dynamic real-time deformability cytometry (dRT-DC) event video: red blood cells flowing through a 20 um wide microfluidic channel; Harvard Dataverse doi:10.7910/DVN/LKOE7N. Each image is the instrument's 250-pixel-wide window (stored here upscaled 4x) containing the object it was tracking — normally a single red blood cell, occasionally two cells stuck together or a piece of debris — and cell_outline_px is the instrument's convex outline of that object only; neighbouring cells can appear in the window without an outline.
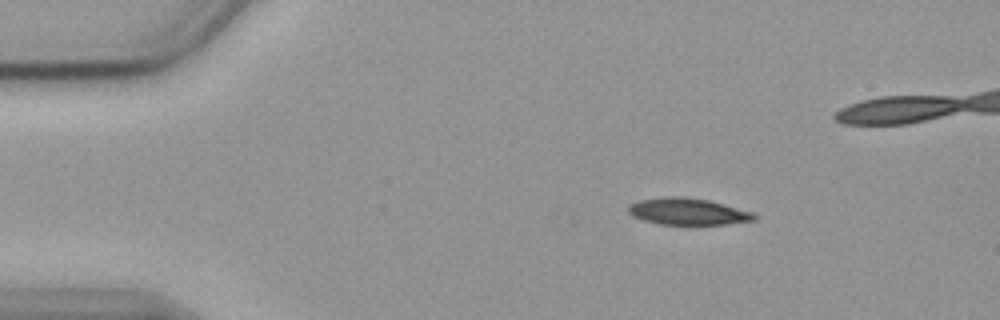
{"species": "common noctule bat (a hibernating species)", "species_latin": "Nyctalus noctula", "temperature_condition": "cold", "stored_images_in_passage": 49, "camera_frame_rate_fps": 3000, "um_per_image_px": 0.085, "animal": {"sex": "female", "body_mass_g": 19.9}, "frame": {"image": 1, "passage_image": 1, "time_ms": 0.0, "image_size_px": [1000, 320], "cell_outline_px": [[756, 220], [728, 224], [688, 228], [660, 224], [644, 220], [632, 216], [628, 212], [628, 204], [640, 200], [668, 196], [680, 196], [708, 200], [752, 212], [756, 216]], "centroid_in_image_um": [58.45, 18.03], "position_along_channel_um": 26.5, "area_um2": 20.4}}
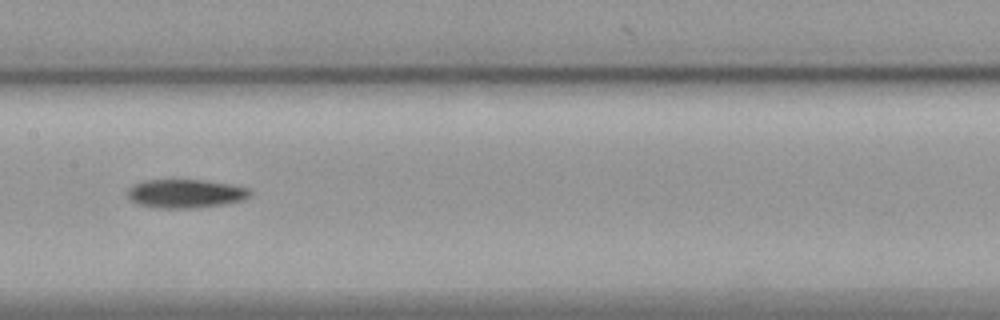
{"frame": {"image": 2, "passage_image": 20, "time_ms": 6.333, "image_size_px": [1000, 320], "cell_outline_px": [[252, 196], [244, 200], [228, 204], [196, 208], [156, 208], [136, 204], [128, 200], [128, 188], [144, 180], [204, 180], [228, 184], [248, 188], [252, 192]], "centroid_in_image_um": [15.79, 16.47], "position_along_channel_um": 191.6, "area_um2": 20.75}}
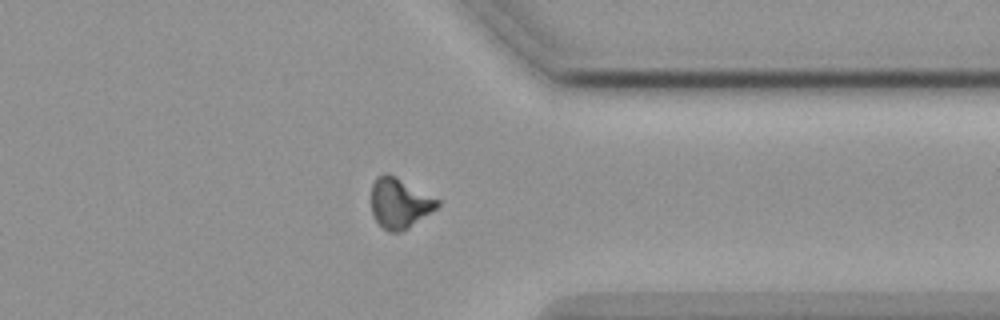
{"frame": {"image": 3, "passage_image": 36, "time_ms": 11.667, "image_size_px": [1000, 320], "cell_outline_px": [[440, 204], [436, 208], [408, 228], [400, 232], [388, 232], [376, 220], [372, 212], [372, 184], [376, 176], [384, 172], [388, 172], [396, 176], [440, 200]], "centroid_in_image_um": [33.95, 17.24], "position_along_channel_um": 377.5, "area_um2": 19.25}}